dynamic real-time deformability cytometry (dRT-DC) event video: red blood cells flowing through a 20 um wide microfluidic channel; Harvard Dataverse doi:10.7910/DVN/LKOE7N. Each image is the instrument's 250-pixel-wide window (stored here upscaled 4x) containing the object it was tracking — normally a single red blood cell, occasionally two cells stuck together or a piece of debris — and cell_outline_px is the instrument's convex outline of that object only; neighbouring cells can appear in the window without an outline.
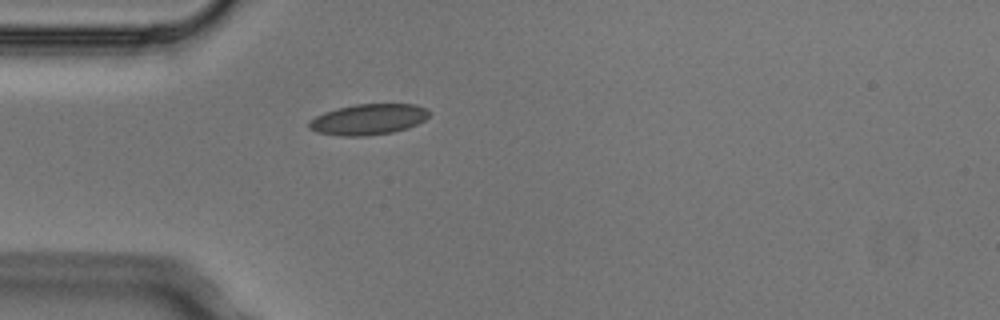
{"species": "Egyptian fruit bat (a non-hibernating species)", "species_latin": "Rousettus aegyptiacus", "temperature_condition": "cold", "stored_images_in_passage": 1, "camera_frame_rate_fps": 3000, "um_per_image_px": 0.085, "animal": {"sex": "male"}, "frame": {"image": 1, "passage_image": 1, "time_ms": 0.0, "image_size_px": [1000, 320], "cell_outline_px": [[432, 112], [424, 120], [408, 128], [392, 132], [364, 136], [340, 136], [316, 132], [308, 128], [308, 120], [324, 112], [356, 104], [416, 104], [428, 108]], "centroid_in_image_um": [31.32, 10.14], "position_along_channel_um": 53.7, "area_um2": 21.68}}